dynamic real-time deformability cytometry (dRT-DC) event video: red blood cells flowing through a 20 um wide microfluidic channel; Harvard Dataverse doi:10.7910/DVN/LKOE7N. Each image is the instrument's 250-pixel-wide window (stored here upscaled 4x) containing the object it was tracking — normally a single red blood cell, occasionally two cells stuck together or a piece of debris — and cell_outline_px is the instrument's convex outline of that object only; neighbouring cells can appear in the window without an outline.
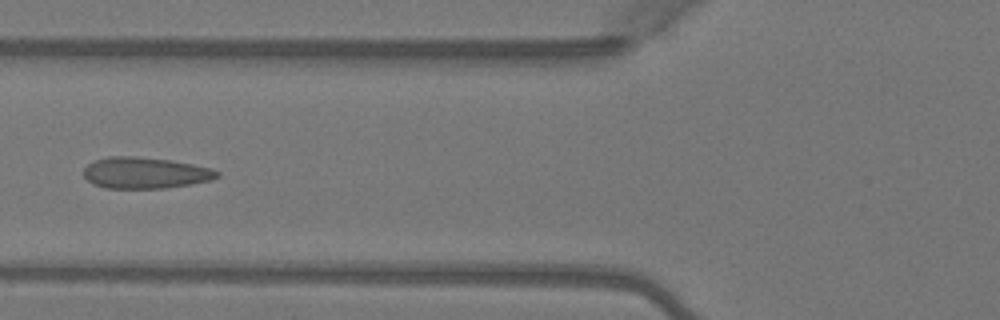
{"species": "Egyptian fruit bat (a non-hibernating species)", "species_latin": "Rousettus aegyptiacus", "temperature_condition": "warm", "stored_images_in_passage": 4, "camera_frame_rate_fps": 3000, "um_per_image_px": 0.085, "animal": {"sex": "female"}, "frame": {"image": 1, "passage_image": 4, "time_ms": 1.0, "image_size_px": [1000, 320], "cell_outline_px": [[220, 176], [212, 180], [192, 184], [168, 188], [104, 188], [92, 184], [84, 176], [84, 168], [88, 164], [96, 160], [108, 156], [136, 156], [172, 160], [212, 168], [220, 172]], "centroid_in_image_um": [12.37, 14.69], "position_along_channel_um": 113.4, "area_um2": 24.57}}